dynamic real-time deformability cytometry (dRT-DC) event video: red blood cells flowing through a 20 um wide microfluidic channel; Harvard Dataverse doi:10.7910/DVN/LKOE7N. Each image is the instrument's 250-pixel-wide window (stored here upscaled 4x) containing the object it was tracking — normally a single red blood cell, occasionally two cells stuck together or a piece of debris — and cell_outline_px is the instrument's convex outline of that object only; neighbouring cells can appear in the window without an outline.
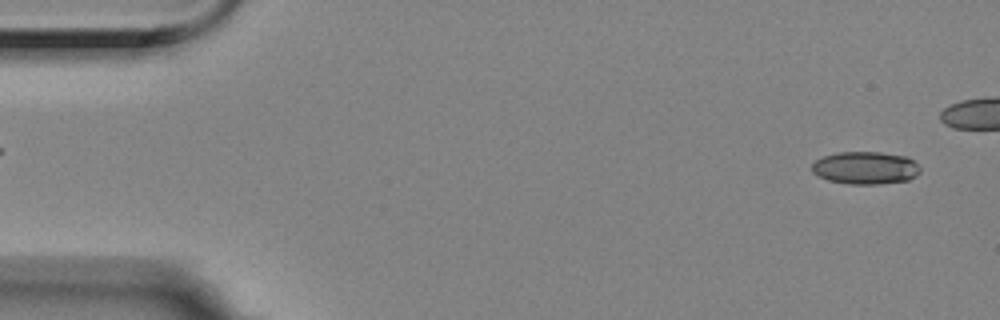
{"species": "Egyptian fruit bat (a non-hibernating species)", "species_latin": "Rousettus aegyptiacus", "temperature_condition": "room temperature", "stored_images_in_passage": 45, "camera_frame_rate_fps": 3000, "um_per_image_px": 0.085, "animal": {"sex": "female"}, "frame": {"image": 1, "passage_image": 2, "time_ms": 0.333, "image_size_px": [1000, 320], "cell_outline_px": [[920, 172], [916, 176], [908, 180], [880, 184], [848, 184], [828, 180], [812, 172], [812, 164], [816, 160], [824, 156], [836, 152], [880, 152], [908, 156], [920, 168]], "centroid_in_image_um": [73.57, 14.27], "position_along_channel_um": 11.4, "area_um2": 20.63}}
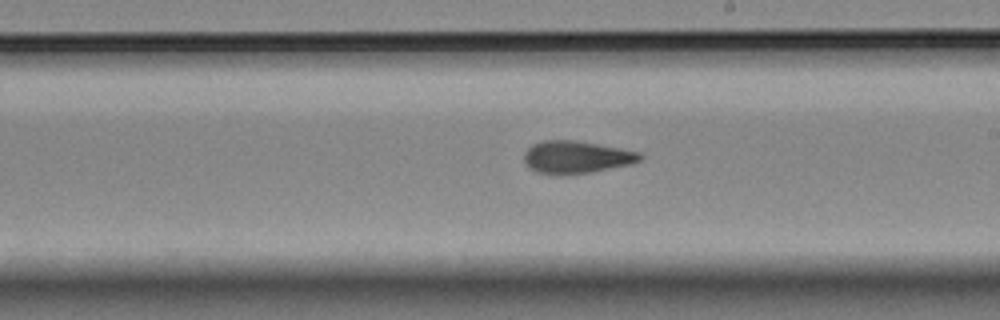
{"frame": {"image": 2, "passage_image": 31, "time_ms": 10.0, "image_size_px": [1000, 320], "cell_outline_px": [[644, 156], [640, 160], [632, 164], [588, 172], [564, 176], [536, 172], [528, 168], [524, 160], [524, 152], [532, 144], [544, 140], [576, 140], [640, 152]], "centroid_in_image_um": [48.96, 13.36], "position_along_channel_um": 240.0, "area_um2": 22.08}}
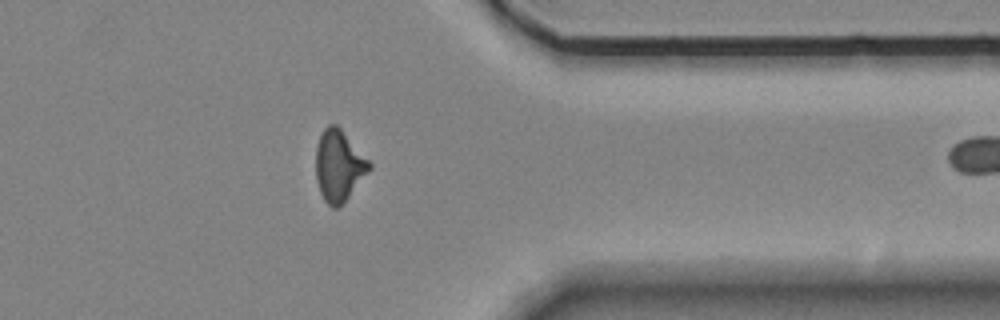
{"frame": {"image": 3, "passage_image": 44, "time_ms": 14.333, "image_size_px": [1000, 320], "cell_outline_px": [[372, 168], [348, 196], [336, 208], [332, 208], [324, 200], [320, 192], [316, 180], [316, 148], [320, 136], [324, 128], [328, 124], [336, 124], [340, 128], [372, 164]], "centroid_in_image_um": [28.79, 14.07], "position_along_channel_um": 382.6, "area_um2": 21.79}}